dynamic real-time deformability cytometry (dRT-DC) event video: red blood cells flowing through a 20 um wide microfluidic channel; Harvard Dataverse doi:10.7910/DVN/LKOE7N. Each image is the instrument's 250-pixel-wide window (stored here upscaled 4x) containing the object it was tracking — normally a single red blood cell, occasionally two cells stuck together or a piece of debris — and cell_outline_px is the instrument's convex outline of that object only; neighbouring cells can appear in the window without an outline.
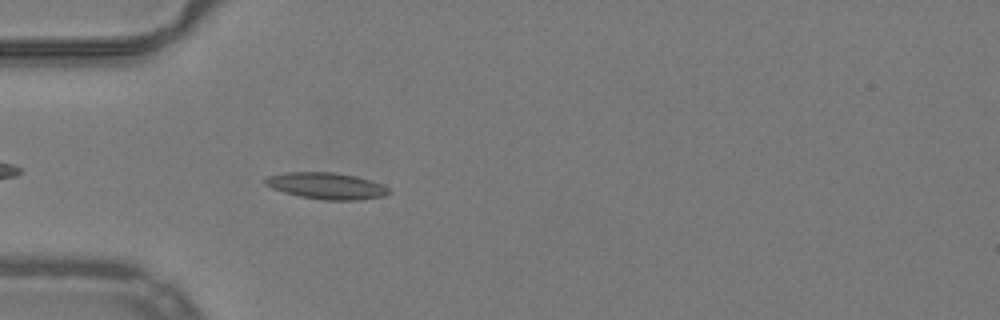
{"species": "common noctule bat (a hibernating species)", "species_latin": "Nyctalus noctula", "temperature_condition": "warm", "stored_images_in_passage": 40, "camera_frame_rate_fps": 3000, "um_per_image_px": 0.085, "animal": {"sex": "male", "body_mass_g": 19.2, "forearm_length_mm": 51.8}, "frame": {"image": 1, "passage_image": 4, "time_ms": 1.0, "image_size_px": [1000, 320], "cell_outline_px": [[392, 192], [384, 196], [356, 200], [324, 200], [300, 196], [284, 192], [272, 188], [264, 184], [264, 180], [268, 176], [284, 172], [336, 172], [356, 176], [380, 184], [388, 188]], "centroid_in_image_um": [27.73, 15.79], "position_along_channel_um": 57.3, "area_um2": 19.02}}
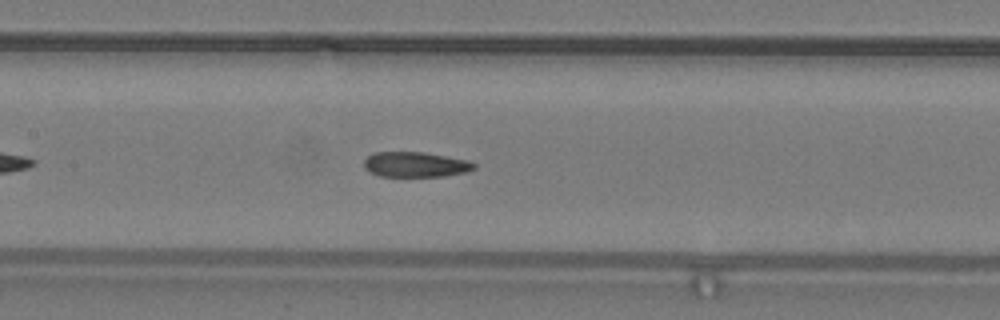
{"frame": {"image": 2, "passage_image": 13, "time_ms": 4.0, "image_size_px": [1000, 320], "cell_outline_px": [[476, 168], [464, 172], [444, 176], [380, 176], [364, 168], [364, 160], [372, 152], [424, 152], [468, 160], [476, 164]], "centroid_in_image_um": [35.31, 13.97], "position_along_channel_um": 172.1, "area_um2": 16.07}}
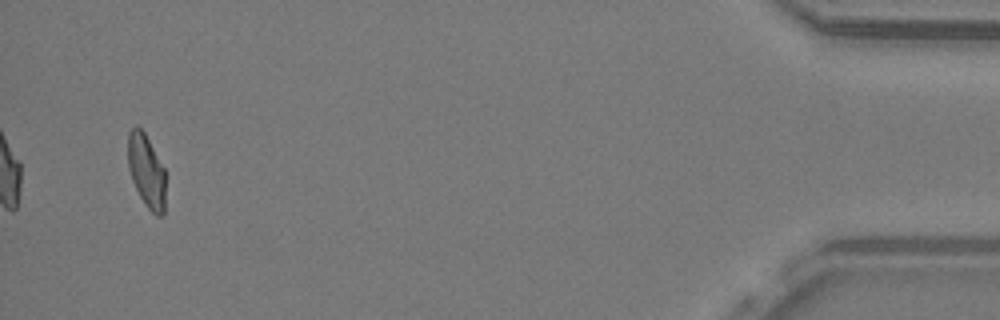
{"frame": {"image": 3, "passage_image": 38, "time_ms": 12.333, "image_size_px": [1000, 320], "cell_outline_px": [[164, 216], [156, 216], [148, 208], [140, 196], [132, 180], [128, 168], [128, 132], [136, 124], [144, 132], [164, 168]], "centroid_in_image_um": [12.43, 14.52], "position_along_channel_um": 422.8, "area_um2": 15.84}, "authors_computed_cell_mechanics": {"area_um2": 17.1377, "velocity_mm_per_s": 3.9986, "shape_relaxation_time_tau1_ms": null, "shape_relaxation_time_tau2_ms": 2.8888, "deformation_change_tau1": null, "deformation_change_tau2": 0.1124}}